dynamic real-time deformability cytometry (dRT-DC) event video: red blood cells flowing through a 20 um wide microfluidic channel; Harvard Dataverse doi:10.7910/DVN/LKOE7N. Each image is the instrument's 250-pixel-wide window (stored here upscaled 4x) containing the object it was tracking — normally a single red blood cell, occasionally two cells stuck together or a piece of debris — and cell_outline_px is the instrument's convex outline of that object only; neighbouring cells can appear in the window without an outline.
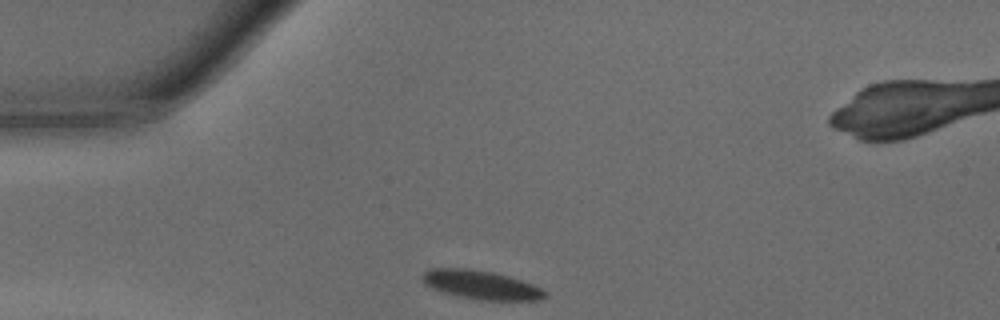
{"species": "common noctule bat (a hibernating species)", "species_latin": "Nyctalus noctula", "temperature_condition": "warm", "stored_images_in_passage": 26, "camera_frame_rate_fps": 3000, "um_per_image_px": 0.085, "animal": {"sex": "male", "body_mass_g": 15.6}, "frame": {"image": 1, "passage_image": 1, "time_ms": 0.0, "image_size_px": [1000, 320], "cell_outline_px": [[548, 296], [540, 300], [480, 300], [444, 292], [432, 288], [424, 284], [420, 276], [424, 272], [432, 268], [468, 268], [492, 272], [508, 276], [532, 284], [548, 292]], "centroid_in_image_um": [40.89, 24.21], "position_along_channel_um": 44.1, "area_um2": 20.46}}
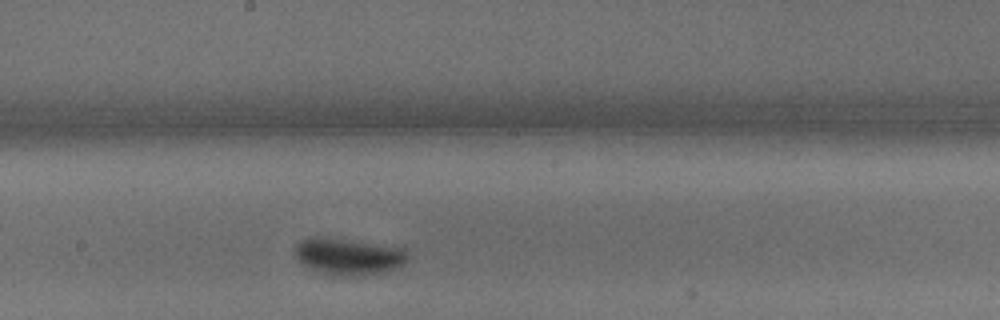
{"frame": {"image": 2, "passage_image": 15, "time_ms": 4.667, "image_size_px": [1000, 320], "cell_outline_px": [[408, 260], [392, 268], [380, 272], [352, 276], [332, 276], [316, 272], [300, 264], [292, 248], [300, 240], [308, 236], [320, 236], [404, 248], [408, 256]], "centroid_in_image_um": [29.48, 21.79], "position_along_channel_um": 218.7, "area_um2": 24.22}}
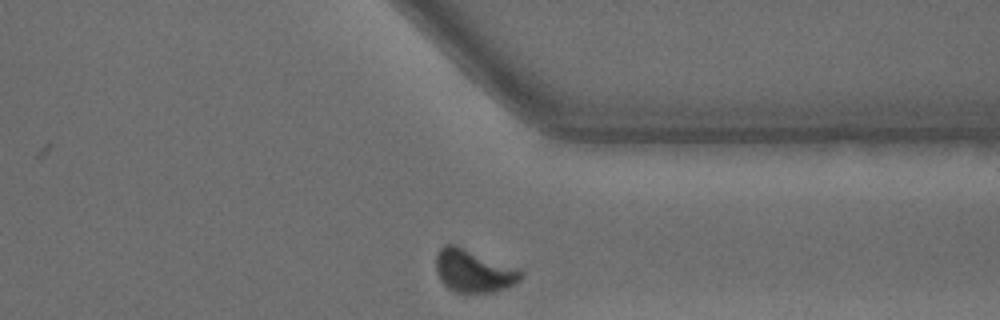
{"frame": {"image": 3, "passage_image": 26, "time_ms": 8.333, "image_size_px": [1000, 320], "cell_outline_px": [[524, 276], [520, 280], [504, 288], [492, 292], [456, 292], [448, 288], [440, 280], [436, 272], [436, 256], [440, 248], [444, 244], [456, 244], [520, 268], [524, 272]], "centroid_in_image_um": [40.26, 23.0], "position_along_channel_um": 371.1, "area_um2": 21.39}, "authors_computed_cell_mechanics": {"area_um2": 21.4438, "velocity_mm_per_s": 4.1993, "shape_relaxation_time_tau1_ms": 2.3661, "shape_relaxation_time_tau2_ms": null, "deformation_change_tau1": 0.1501, "deformation_change_tau2": null}}